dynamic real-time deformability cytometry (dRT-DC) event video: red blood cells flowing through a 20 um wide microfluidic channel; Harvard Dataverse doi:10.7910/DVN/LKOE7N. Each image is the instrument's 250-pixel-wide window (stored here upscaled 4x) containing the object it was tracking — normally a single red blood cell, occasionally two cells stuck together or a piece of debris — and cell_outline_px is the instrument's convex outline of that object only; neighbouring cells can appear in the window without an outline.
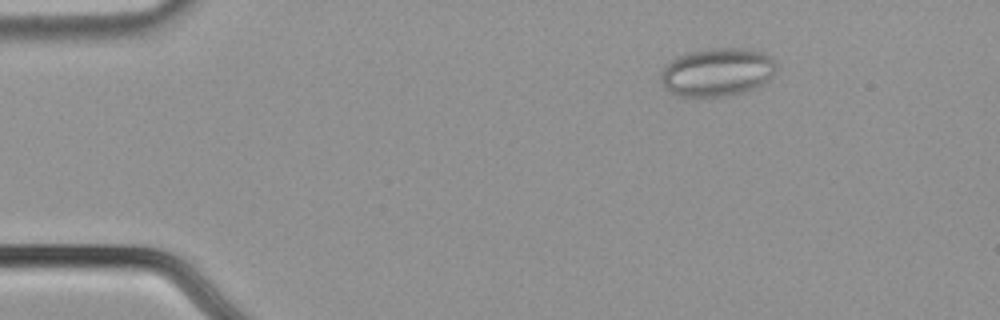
{"species": "common noctule bat (a hibernating species)", "species_latin": "Nyctalus noctula", "temperature_condition": "cold", "stored_images_in_passage": 55, "camera_frame_rate_fps": 3000, "um_per_image_px": 0.085, "animal": {"sex": "male", "body_mass_g": 21.5, "forearm_length_mm": 52.0}, "frame": {"image": 1, "passage_image": 8, "time_ms": 2.333, "image_size_px": [1000, 320], "cell_outline_px": [[776, 68], [772, 76], [764, 84], [756, 88], [744, 92], [728, 96], [680, 96], [668, 92], [660, 80], [660, 72], [664, 64], [668, 60], [676, 56], [688, 52], [704, 48], [748, 48], [764, 52], [772, 56], [776, 60]], "centroid_in_image_um": [60.95, 6.11], "position_along_channel_um": 24.0, "area_um2": 33.35}}
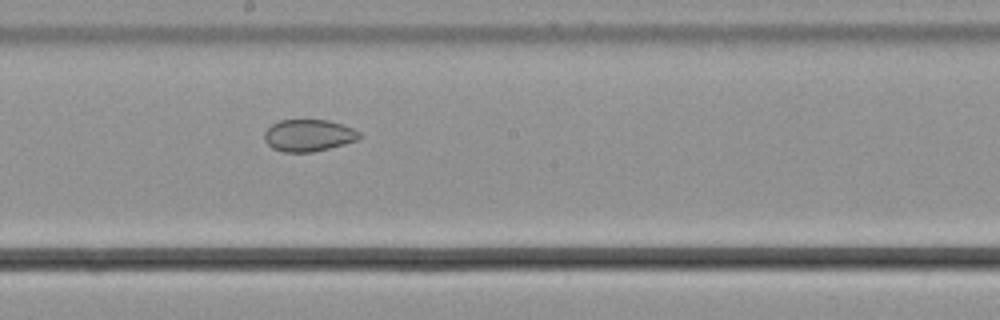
{"frame": {"image": 2, "passage_image": 30, "time_ms": 9.667, "image_size_px": [1000, 320], "cell_outline_px": [[364, 136], [360, 140], [312, 152], [284, 152], [272, 148], [264, 140], [264, 132], [272, 124], [280, 120], [328, 120], [352, 128], [360, 132]], "centroid_in_image_um": [26.25, 11.51], "position_along_channel_um": 222.0, "area_um2": 17.74}}
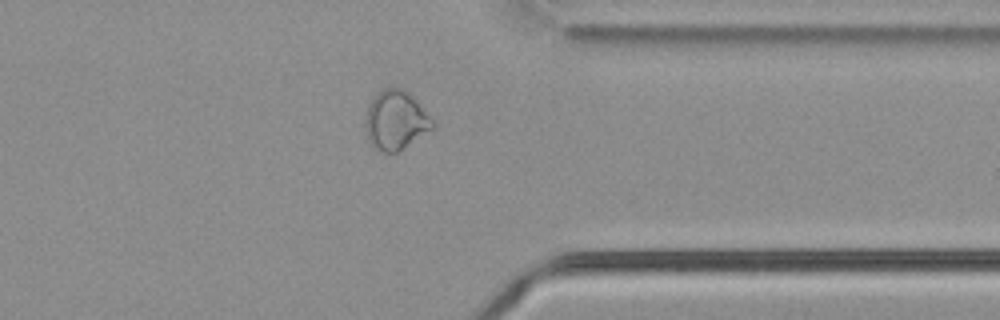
{"frame": {"image": 3, "passage_image": 43, "time_ms": 14.0, "image_size_px": [1000, 320], "cell_outline_px": [[436, 128], [396, 152], [384, 152], [372, 148], [368, 140], [364, 124], [368, 104], [376, 92], [384, 88], [404, 88], [436, 120]], "centroid_in_image_um": [33.65, 10.21], "position_along_channel_um": 377.7, "area_um2": 23.7}, "authors_computed_cell_mechanics": {"area_um2": 25.4898, "velocity_mm_per_s": 3.7181, "shape_relaxation_time_tau1_ms": 0.825, "shape_relaxation_time_tau2_ms": 2.9196, "deformation_change_tau1": null, "deformation_change_tau2": 0.0683}}